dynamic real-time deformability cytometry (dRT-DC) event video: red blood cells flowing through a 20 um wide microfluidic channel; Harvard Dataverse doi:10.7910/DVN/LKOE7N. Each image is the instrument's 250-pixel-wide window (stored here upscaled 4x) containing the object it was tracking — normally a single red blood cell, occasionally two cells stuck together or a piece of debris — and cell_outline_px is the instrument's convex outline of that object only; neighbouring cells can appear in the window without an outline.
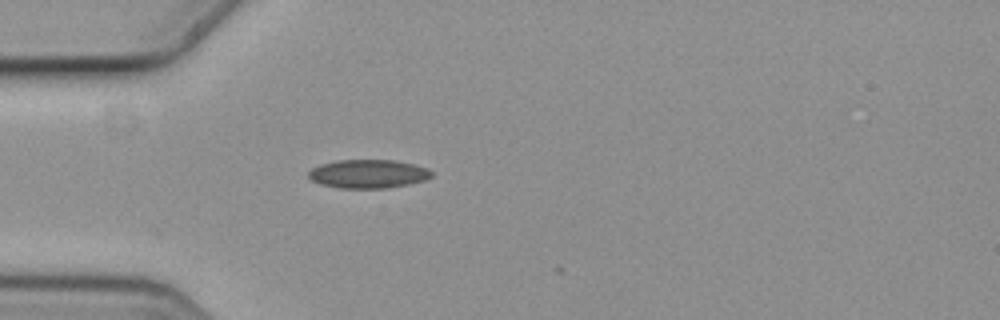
{"species": "common noctule bat (a hibernating species)", "species_latin": "Nyctalus noctula", "temperature_condition": "cold", "stored_images_in_passage": 2, "camera_frame_rate_fps": 3000, "um_per_image_px": 0.085, "animal": {"sex": "female", "body_mass_g": 19.3, "forearm_length_mm": 54.1}, "frame": {"image": 1, "passage_image": 2, "time_ms": 0.333, "image_size_px": [1000, 320], "cell_outline_px": [[432, 176], [424, 180], [408, 184], [388, 188], [340, 188], [320, 184], [312, 180], [308, 176], [308, 172], [312, 168], [320, 164], [336, 160], [396, 160], [416, 164], [428, 168], [432, 172]], "centroid_in_image_um": [31.3, 14.77], "position_along_channel_um": 53.7, "area_um2": 20.63}}